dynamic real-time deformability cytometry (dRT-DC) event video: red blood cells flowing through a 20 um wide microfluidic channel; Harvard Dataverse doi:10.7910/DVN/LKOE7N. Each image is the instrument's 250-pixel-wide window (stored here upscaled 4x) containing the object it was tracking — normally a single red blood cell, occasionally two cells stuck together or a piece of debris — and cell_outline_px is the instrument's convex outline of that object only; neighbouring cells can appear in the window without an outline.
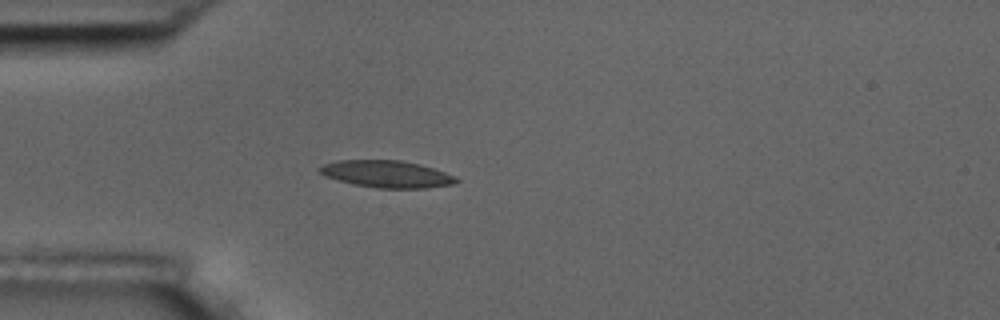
{"species": "common noctule bat (a hibernating species)", "species_latin": "Nyctalus noctula", "temperature_condition": "room temperature", "stored_images_in_passage": 3, "camera_frame_rate_fps": 3000, "um_per_image_px": 0.085, "animal": {"sex": "male", "body_mass_g": 17.5, "forearm_length_mm": 52.3}, "frame": {"image": 1, "passage_image": 3, "time_ms": 3.0, "image_size_px": [1000, 320], "cell_outline_px": [[460, 180], [452, 184], [424, 188], [376, 188], [352, 184], [324, 176], [316, 168], [324, 164], [336, 160], [400, 160], [420, 164], [456, 176]], "centroid_in_image_um": [32.83, 14.79], "position_along_channel_um": 52.2, "area_um2": 21.56}}